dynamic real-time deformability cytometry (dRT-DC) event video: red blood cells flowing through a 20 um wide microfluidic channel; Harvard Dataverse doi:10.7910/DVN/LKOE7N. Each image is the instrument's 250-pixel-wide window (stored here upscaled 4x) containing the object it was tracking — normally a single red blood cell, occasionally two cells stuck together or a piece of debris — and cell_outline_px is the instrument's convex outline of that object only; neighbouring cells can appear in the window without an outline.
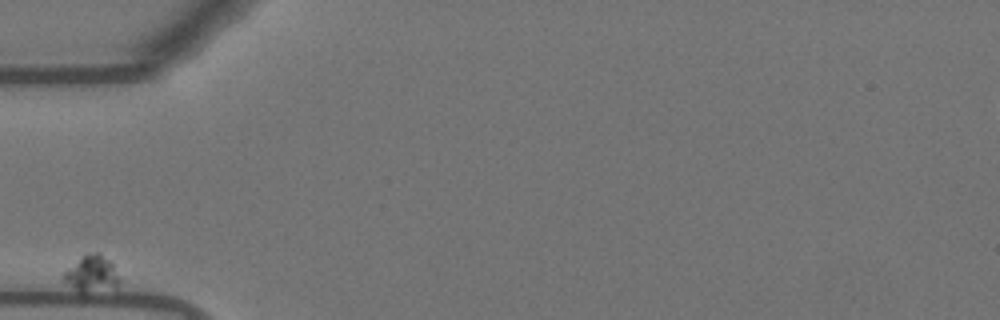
{"species": "Egyptian fruit bat (a non-hibernating species)", "species_latin": "Rousettus aegyptiacus", "temperature_condition": "warm", "stored_images_in_passage": 40, "camera_frame_rate_fps": 3000, "um_per_image_px": 0.085, "animal": {"sex": "female"}, "frame": {"image": 1, "passage_image": 1, "time_ms": 0.0, "image_size_px": [1000, 320], "cell_outline_px": [[120, 284], [116, 288], [80, 292], [64, 280], [64, 272], [80, 256], [88, 252], [100, 252], [112, 264], [120, 280]], "centroid_in_image_um": [7.82, 23.24], "position_along_channel_um": 77.2, "area_um2": 11.62}}
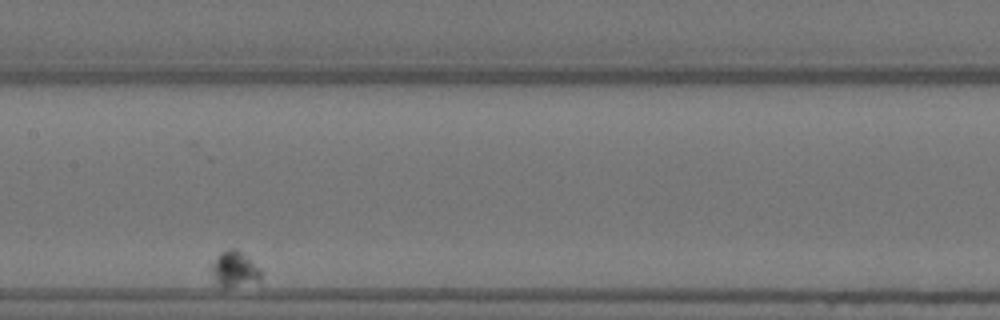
{"frame": {"image": 2, "passage_image": 18, "time_ms": 5.667, "image_size_px": [1000, 320], "cell_outline_px": [[260, 284], [224, 288], [216, 280], [212, 272], [212, 268], [220, 252], [232, 248], [236, 248], [248, 256], [260, 268]], "centroid_in_image_um": [20.03, 22.9], "position_along_channel_um": 187.4, "area_um2": 10.35}}
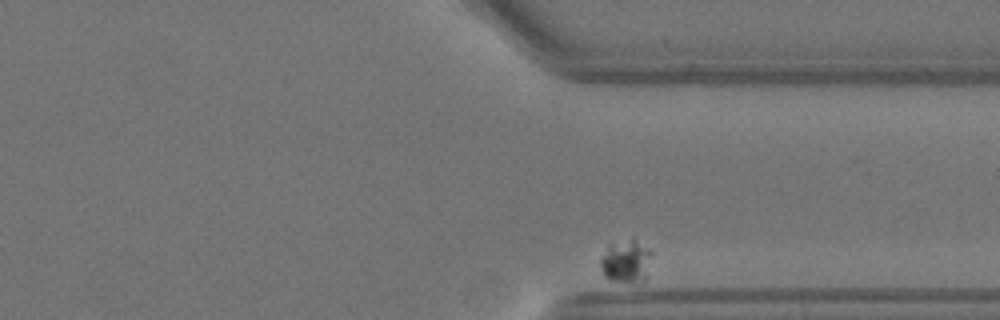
{"frame": {"image": 3, "passage_image": 40, "time_ms": 13.0, "image_size_px": [1000, 320], "cell_outline_px": [[652, 252], [644, 280], [632, 284], [608, 280], [604, 276], [600, 264], [600, 260], [608, 244], [632, 236]], "centroid_in_image_um": [53.18, 22.2], "position_along_channel_um": 358.2, "area_um2": 13.12}}